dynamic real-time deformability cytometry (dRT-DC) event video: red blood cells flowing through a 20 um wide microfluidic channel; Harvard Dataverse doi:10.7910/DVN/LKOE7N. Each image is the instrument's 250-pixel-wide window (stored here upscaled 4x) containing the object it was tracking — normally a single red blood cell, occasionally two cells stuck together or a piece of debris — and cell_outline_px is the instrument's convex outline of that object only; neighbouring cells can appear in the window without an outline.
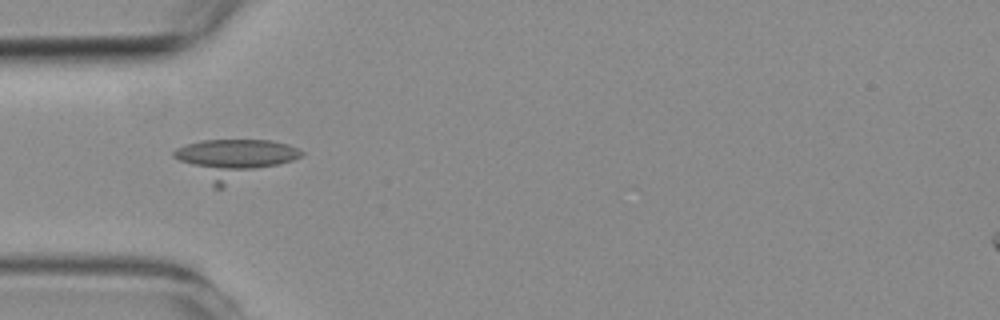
{"species": "common noctule bat (a hibernating species)", "species_latin": "Nyctalus noctula", "temperature_condition": "room temperature", "stored_images_in_passage": 4, "camera_frame_rate_fps": 3000, "um_per_image_px": 0.085, "animal": {"sex": "female", "body_mass_g": 19.3, "forearm_length_mm": 54.1}, "frame": {"image": 1, "passage_image": 4, "time_ms": 3.667, "image_size_px": [1000, 320], "cell_outline_px": [[304, 152], [300, 156], [292, 160], [220, 188], [212, 188], [172, 156], [172, 152], [176, 148], [184, 144], [200, 140], [272, 140], [288, 144]], "centroid_in_image_um": [19.78, 13.5], "position_along_channel_um": 65.2, "area_um2": 29.13}}